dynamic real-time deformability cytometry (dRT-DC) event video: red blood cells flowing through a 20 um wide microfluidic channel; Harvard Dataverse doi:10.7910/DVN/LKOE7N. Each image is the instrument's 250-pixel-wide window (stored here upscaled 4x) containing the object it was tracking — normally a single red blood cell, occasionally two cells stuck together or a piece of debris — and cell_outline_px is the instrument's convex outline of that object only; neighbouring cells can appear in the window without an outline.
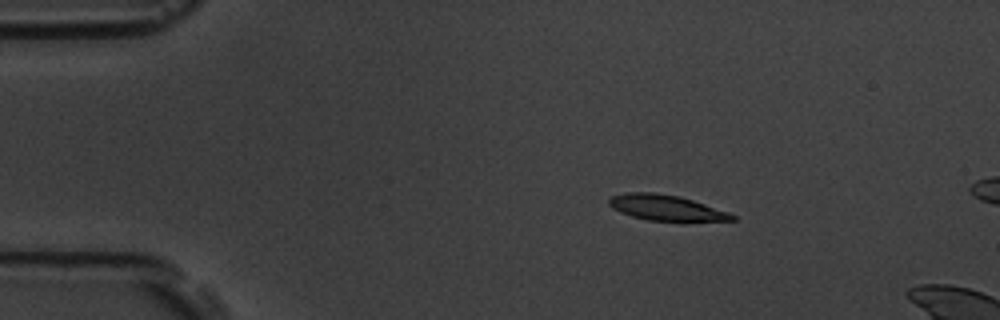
{"species": "common noctule bat (a hibernating species)", "species_latin": "Nyctalus noctula", "temperature_condition": "room temperature", "stored_images_in_passage": 6, "camera_frame_rate_fps": 3000, "um_per_image_px": 0.085, "animal": {"sex": "male", "body_mass_g": 19.5, "forearm_length_mm": 54.6}, "frame": {"image": 1, "passage_image": 1, "time_ms": 0.0, "image_size_px": [1000, 320], "cell_outline_px": [[736, 220], [684, 224], [648, 220], [632, 216], [620, 212], [612, 208], [608, 204], [608, 200], [612, 196], [628, 192], [656, 192], [676, 196], [692, 200], [728, 212], [736, 216]], "centroid_in_image_um": [56.69, 17.72], "position_along_channel_um": 28.3, "area_um2": 19.13}}